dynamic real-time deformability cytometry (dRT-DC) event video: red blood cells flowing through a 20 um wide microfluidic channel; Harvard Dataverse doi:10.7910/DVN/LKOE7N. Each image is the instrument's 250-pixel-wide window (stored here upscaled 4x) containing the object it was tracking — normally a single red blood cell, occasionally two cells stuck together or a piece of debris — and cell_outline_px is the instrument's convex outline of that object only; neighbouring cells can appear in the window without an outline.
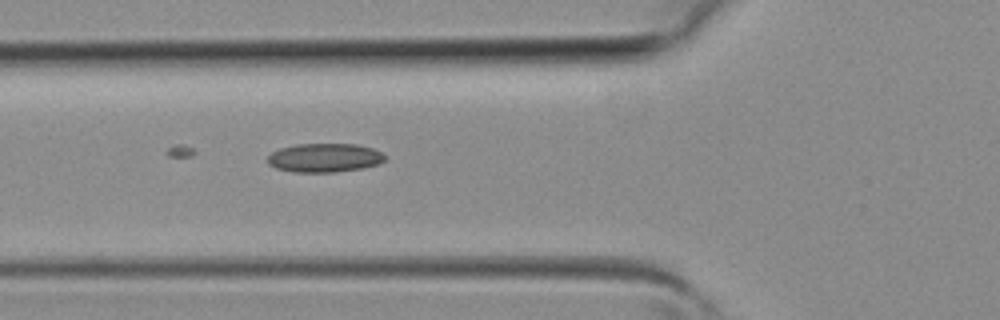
{"species": "common noctule bat (a hibernating species)", "species_latin": "Nyctalus noctula", "temperature_condition": "room temperature", "stored_images_in_passage": 5, "segment_of_instrument_passage": [1, 2], "camera_frame_rate_fps": 3000, "um_per_image_px": 0.085, "animal": {"sex": "female", "body_mass_g": 19.3, "forearm_length_mm": 54.1}, "frame": {"image": 1, "passage_image": 4, "time_ms": 1.0, "image_size_px": [1000, 320], "cell_outline_px": [[388, 156], [380, 164], [364, 168], [336, 172], [292, 172], [276, 168], [268, 164], [268, 156], [272, 152], [280, 148], [296, 144], [356, 144], [372, 148]], "centroid_in_image_um": [27.61, 13.41], "position_along_channel_um": 98.2, "area_um2": 19.88}}